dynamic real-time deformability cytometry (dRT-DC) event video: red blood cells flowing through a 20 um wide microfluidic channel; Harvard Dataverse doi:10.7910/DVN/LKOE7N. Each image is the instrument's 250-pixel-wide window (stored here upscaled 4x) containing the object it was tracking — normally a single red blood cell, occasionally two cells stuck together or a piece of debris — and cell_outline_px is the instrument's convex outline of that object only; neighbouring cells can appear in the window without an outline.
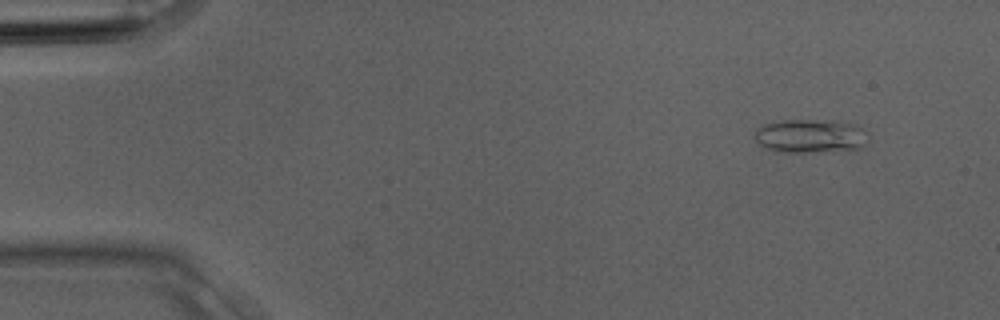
{"species": "Egyptian fruit bat (a non-hibernating species)", "species_latin": "Rousettus aegyptiacus", "temperature_condition": "room temperature", "stored_images_in_passage": 3, "camera_frame_rate_fps": 3000, "um_per_image_px": 0.085, "animal": {"sex": "male"}, "frame": {"image": 1, "passage_image": 1, "time_ms": 0.0, "image_size_px": [1000, 320], "cell_outline_px": [[868, 144], [860, 148], [848, 152], [780, 152], [768, 148], [760, 144], [752, 136], [756, 128], [764, 124], [784, 120], [828, 120], [852, 124], [868, 132]], "centroid_in_image_um": [68.93, 11.59], "position_along_channel_um": 16.1, "area_um2": 22.83}}